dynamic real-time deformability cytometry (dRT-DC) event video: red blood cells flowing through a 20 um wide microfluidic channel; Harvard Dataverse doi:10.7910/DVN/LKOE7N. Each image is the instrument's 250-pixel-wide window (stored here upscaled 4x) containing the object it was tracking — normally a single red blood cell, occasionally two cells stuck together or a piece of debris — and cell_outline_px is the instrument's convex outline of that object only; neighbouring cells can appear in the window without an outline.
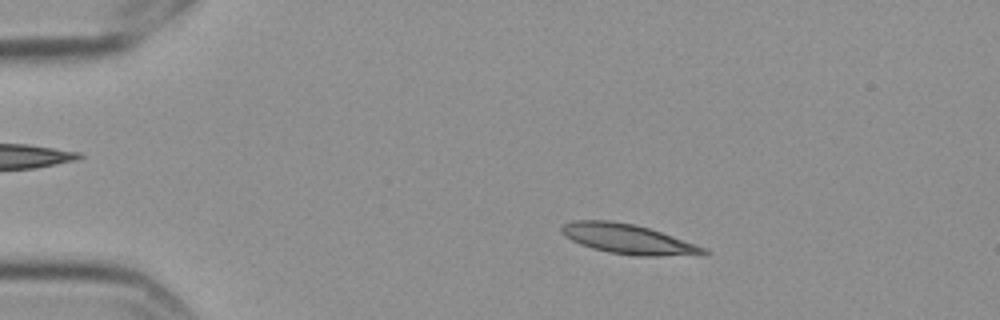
{"species": "Egyptian fruit bat (a non-hibernating species)", "species_latin": "Rousettus aegyptiacus", "temperature_condition": "cold", "stored_images_in_passage": 4, "camera_frame_rate_fps": 3000, "um_per_image_px": 0.085, "frame": {"image": 1, "passage_image": 2, "time_ms": 0.333, "image_size_px": [1000, 320], "cell_outline_px": [[712, 252], [708, 256], [632, 256], [608, 252], [592, 248], [580, 244], [564, 236], [560, 232], [560, 228], [564, 224], [572, 220], [608, 220], [636, 224], [708, 248]], "centroid_in_image_um": [53.47, 20.34], "position_along_channel_um": 31.5, "area_um2": 25.2}}